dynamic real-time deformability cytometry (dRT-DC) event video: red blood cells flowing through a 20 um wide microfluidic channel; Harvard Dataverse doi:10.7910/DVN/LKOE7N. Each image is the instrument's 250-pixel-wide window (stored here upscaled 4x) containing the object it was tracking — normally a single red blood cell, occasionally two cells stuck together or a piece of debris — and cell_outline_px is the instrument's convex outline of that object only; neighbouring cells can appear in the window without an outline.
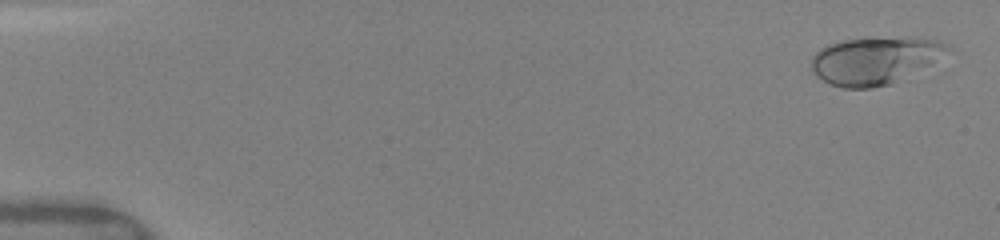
{"species": "human", "species_latin": "Homo sapiens", "temperature_condition": "warm", "stored_images_in_passage": 8, "camera_frame_rate_fps": 3000, "um_per_image_px": 0.085, "donor": {"sex": "female"}, "frame": {"image": 1, "passage_image": 1, "time_ms": 0.0, "image_size_px": [1000, 240], "cell_outline_px": [[952, 48], [932, 60], [896, 80], [888, 84], [872, 88], [844, 88], [832, 84], [816, 76], [812, 72], [812, 56], [820, 48], [828, 44], [844, 40], [864, 36], [908, 36], [944, 40]], "centroid_in_image_um": [74.3, 5.07], "position_along_channel_um": 10.7, "area_um2": 37.45}}
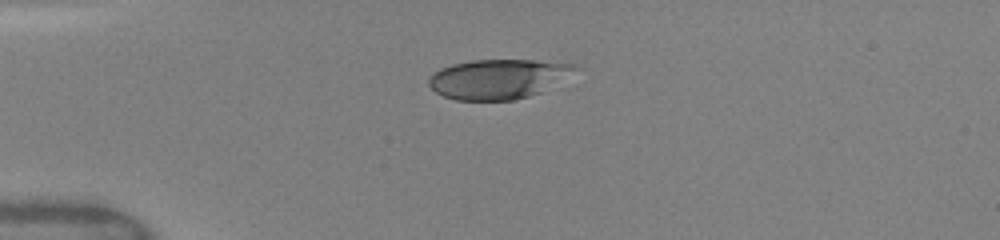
{"frame": {"image": 2, "passage_image": 6, "time_ms": 3.667, "image_size_px": [1000, 240], "cell_outline_px": [[584, 68], [540, 92], [528, 96], [512, 100], [456, 100], [444, 96], [436, 92], [428, 84], [428, 76], [432, 72], [440, 68], [452, 64], [472, 60], [532, 60], [580, 64]], "centroid_in_image_um": [42.37, 6.69], "position_along_channel_um": 42.6, "area_um2": 34.1}}